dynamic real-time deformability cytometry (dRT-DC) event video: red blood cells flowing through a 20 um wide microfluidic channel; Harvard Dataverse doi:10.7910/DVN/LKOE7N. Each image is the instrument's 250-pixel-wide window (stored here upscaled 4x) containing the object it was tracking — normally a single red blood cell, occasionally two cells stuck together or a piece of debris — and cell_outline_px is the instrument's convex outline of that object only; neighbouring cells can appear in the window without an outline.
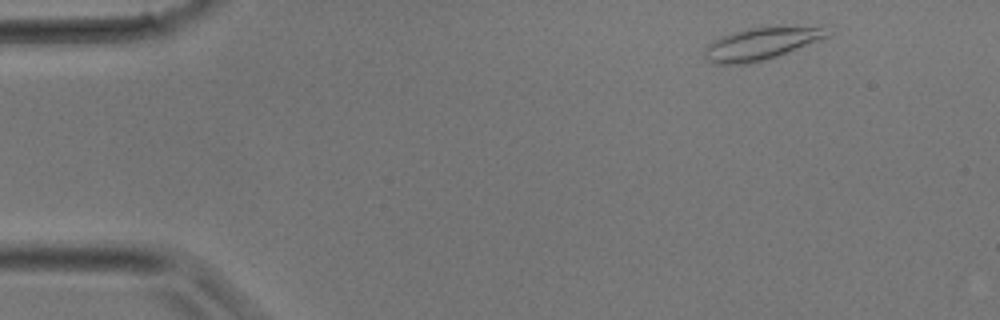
{"species": "common noctule bat (a hibernating species)", "species_latin": "Nyctalus noctula", "temperature_condition": "room temperature", "stored_images_in_passage": 33, "camera_frame_rate_fps": 3000, "um_per_image_px": 0.085, "animal": {"sex": "male", "body_mass_g": 17.9}, "frame": {"image": 1, "passage_image": 2, "time_ms": 0.333, "image_size_px": [1000, 320], "cell_outline_px": [[828, 36], [776, 56], [764, 60], [744, 64], [712, 64], [704, 56], [704, 48], [712, 40], [720, 36], [732, 32], [748, 28], [820, 28]], "centroid_in_image_um": [64.47, 3.76], "position_along_channel_um": 20.5, "area_um2": 21.96}}
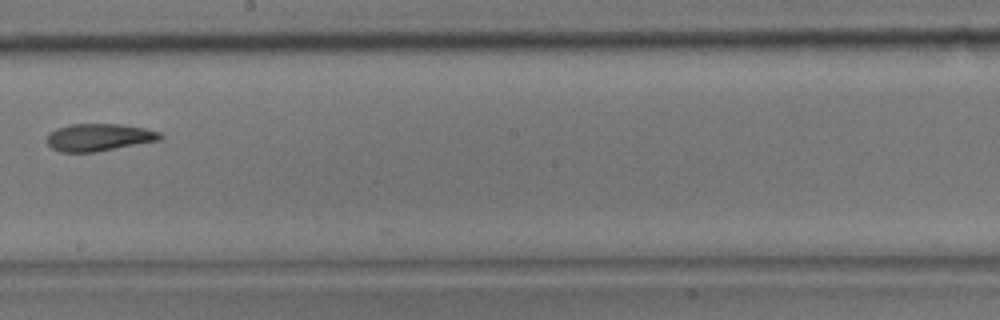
{"frame": {"image": 2, "passage_image": 18, "time_ms": 5.667, "image_size_px": [1000, 320], "cell_outline_px": [[164, 136], [160, 140], [96, 152], [60, 152], [52, 148], [48, 144], [48, 132], [56, 128], [72, 124], [120, 124], [144, 128], [160, 132]], "centroid_in_image_um": [8.41, 11.67], "position_along_channel_um": 239.8, "area_um2": 18.09}}
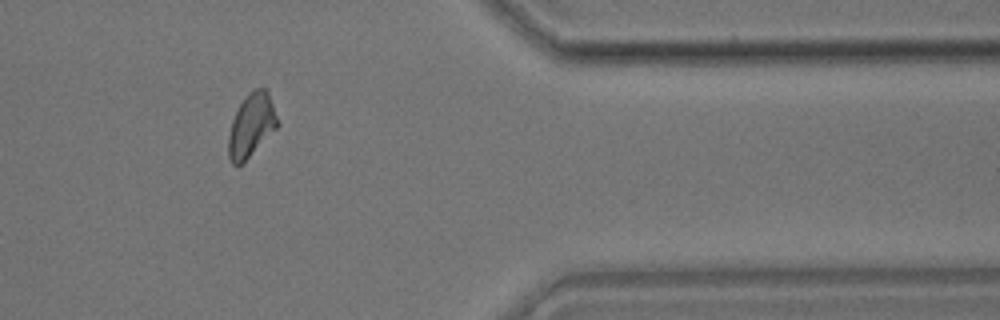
{"frame": {"image": 3, "passage_image": 27, "time_ms": 8.667, "image_size_px": [1000, 320], "cell_outline_px": [[280, 124], [240, 164], [232, 164], [228, 160], [228, 136], [232, 120], [240, 104], [248, 92], [256, 88], [268, 88]], "centroid_in_image_um": [21.37, 10.59], "position_along_channel_um": 390.0, "area_um2": 17.92}}